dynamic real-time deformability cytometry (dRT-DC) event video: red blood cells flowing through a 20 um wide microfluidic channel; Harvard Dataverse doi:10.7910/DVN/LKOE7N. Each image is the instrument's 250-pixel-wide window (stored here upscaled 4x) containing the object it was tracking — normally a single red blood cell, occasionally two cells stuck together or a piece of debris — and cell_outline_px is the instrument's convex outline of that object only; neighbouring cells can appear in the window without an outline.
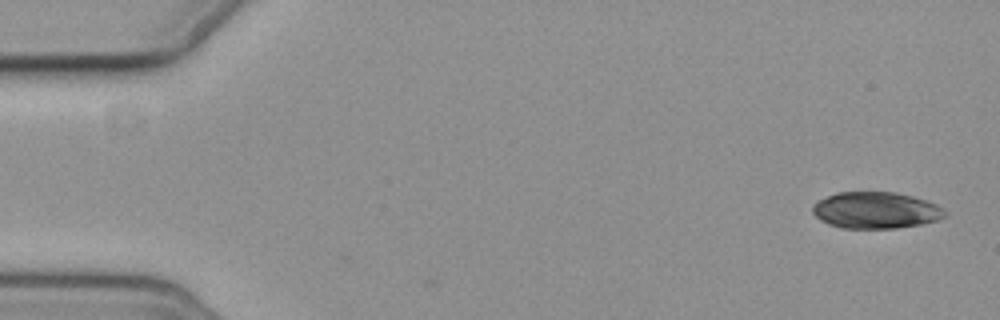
{"species": "common noctule bat (a hibernating species)", "species_latin": "Nyctalus noctula", "temperature_condition": "cold", "stored_images_in_passage": 10, "camera_frame_rate_fps": 3000, "um_per_image_px": 0.085, "animal": {"sex": "female", "body_mass_g": 19.3, "forearm_length_mm": 54.1}, "frame": {"image": 1, "passage_image": 1, "time_ms": 0.0, "image_size_px": [1000, 320], "cell_outline_px": [[948, 216], [940, 220], [920, 224], [896, 228], [840, 228], [828, 224], [820, 220], [812, 212], [812, 204], [816, 200], [836, 192], [896, 192], [912, 196], [936, 204], [948, 212]], "centroid_in_image_um": [74.43, 17.87], "position_along_channel_um": 10.6, "area_um2": 28.5}}
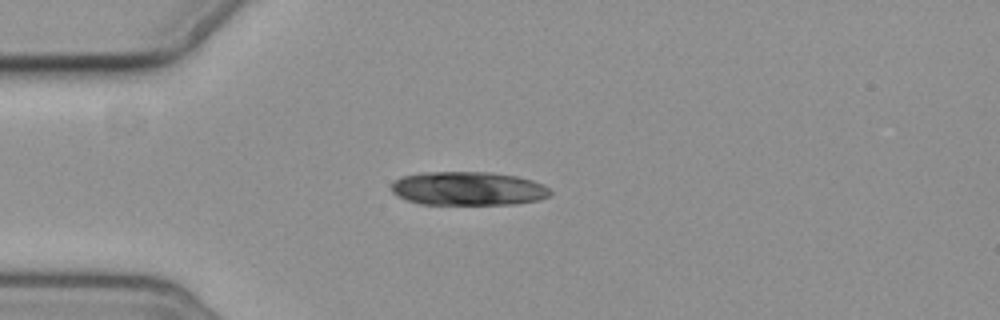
{"frame": {"image": 2, "passage_image": 5, "time_ms": 4.333, "image_size_px": [1000, 320], "cell_outline_px": [[552, 192], [548, 196], [540, 200], [516, 204], [420, 204], [396, 196], [392, 192], [392, 184], [400, 176], [420, 172], [492, 172], [516, 176], [532, 180], [544, 184]], "centroid_in_image_um": [39.79, 16.02], "position_along_channel_um": 45.2, "area_um2": 31.44}}